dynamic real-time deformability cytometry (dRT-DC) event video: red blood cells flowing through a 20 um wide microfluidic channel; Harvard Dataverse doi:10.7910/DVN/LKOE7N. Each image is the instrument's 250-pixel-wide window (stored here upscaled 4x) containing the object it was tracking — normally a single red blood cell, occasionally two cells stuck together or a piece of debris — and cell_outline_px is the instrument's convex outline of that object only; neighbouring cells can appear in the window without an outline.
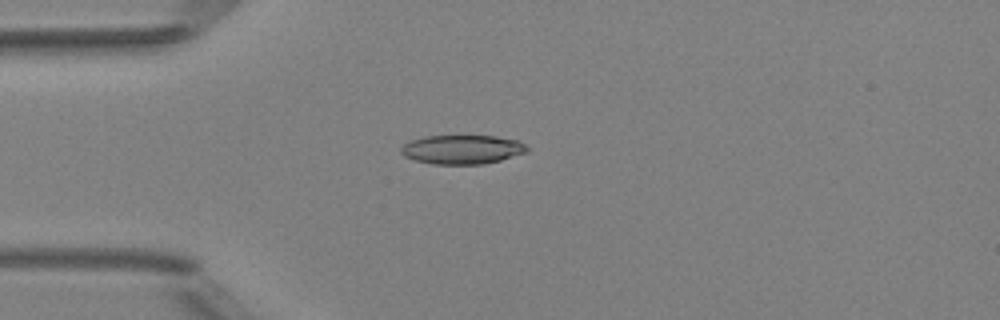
{"species": "Egyptian fruit bat (a non-hibernating species)", "species_latin": "Rousettus aegyptiacus", "temperature_condition": "room temperature", "stored_images_in_passage": 3, "camera_frame_rate_fps": 3000, "um_per_image_px": 0.085, "animal": {"sex": "female"}, "frame": {"image": 1, "passage_image": 2, "time_ms": 1.333, "image_size_px": [1000, 320], "cell_outline_px": [[528, 152], [500, 160], [484, 164], [432, 164], [416, 160], [404, 156], [400, 152], [400, 148], [404, 144], [412, 140], [424, 136], [496, 136], [516, 140], [524, 144], [528, 148]], "centroid_in_image_um": [39.28, 12.71], "position_along_channel_um": 45.7, "area_um2": 21.27}}